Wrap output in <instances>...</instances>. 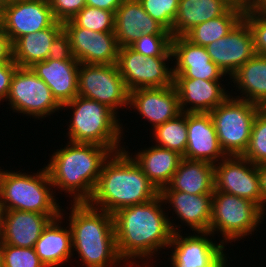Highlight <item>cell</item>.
I'll return each instance as SVG.
<instances>
[{"mask_svg":"<svg viewBox=\"0 0 266 267\" xmlns=\"http://www.w3.org/2000/svg\"><path fill=\"white\" fill-rule=\"evenodd\" d=\"M165 208L159 195L113 214L117 252L127 267H154L151 260L166 254L173 232Z\"/></svg>","mask_w":266,"mask_h":267,"instance_id":"6da1fadb","label":"cell"},{"mask_svg":"<svg viewBox=\"0 0 266 267\" xmlns=\"http://www.w3.org/2000/svg\"><path fill=\"white\" fill-rule=\"evenodd\" d=\"M69 206L70 213L62 208L61 216L69 222L75 262L83 267H127L117 252L113 215L88 202Z\"/></svg>","mask_w":266,"mask_h":267,"instance_id":"7a4b0ae2","label":"cell"},{"mask_svg":"<svg viewBox=\"0 0 266 267\" xmlns=\"http://www.w3.org/2000/svg\"><path fill=\"white\" fill-rule=\"evenodd\" d=\"M66 143L64 147L54 149L44 166L55 194L64 192L66 197L73 198L70 200L73 203L88 202L93 196L102 167L113 152L96 144Z\"/></svg>","mask_w":266,"mask_h":267,"instance_id":"3957f363","label":"cell"},{"mask_svg":"<svg viewBox=\"0 0 266 267\" xmlns=\"http://www.w3.org/2000/svg\"><path fill=\"white\" fill-rule=\"evenodd\" d=\"M159 195L160 191L123 149L112 153L105 161L88 203L113 215L122 208L151 201Z\"/></svg>","mask_w":266,"mask_h":267,"instance_id":"277c9868","label":"cell"},{"mask_svg":"<svg viewBox=\"0 0 266 267\" xmlns=\"http://www.w3.org/2000/svg\"><path fill=\"white\" fill-rule=\"evenodd\" d=\"M65 110H69L67 113L72 110L65 135L69 142L96 144L113 153L125 148L122 119L105 104L77 95L62 106V111Z\"/></svg>","mask_w":266,"mask_h":267,"instance_id":"5b68a950","label":"cell"},{"mask_svg":"<svg viewBox=\"0 0 266 267\" xmlns=\"http://www.w3.org/2000/svg\"><path fill=\"white\" fill-rule=\"evenodd\" d=\"M5 170L0 174V206L3 210H19L47 214L52 219L61 215V206L45 166L37 173ZM58 200H57V199Z\"/></svg>","mask_w":266,"mask_h":267,"instance_id":"8992f818","label":"cell"},{"mask_svg":"<svg viewBox=\"0 0 266 267\" xmlns=\"http://www.w3.org/2000/svg\"><path fill=\"white\" fill-rule=\"evenodd\" d=\"M265 215L250 200L214 190L209 232L214 236L219 234V242L225 247L241 239L244 242V239L260 229V224L266 219Z\"/></svg>","mask_w":266,"mask_h":267,"instance_id":"52a82bcc","label":"cell"},{"mask_svg":"<svg viewBox=\"0 0 266 267\" xmlns=\"http://www.w3.org/2000/svg\"><path fill=\"white\" fill-rule=\"evenodd\" d=\"M257 104L229 96L210 112L219 144L227 156H242L247 150Z\"/></svg>","mask_w":266,"mask_h":267,"instance_id":"ba28073f","label":"cell"},{"mask_svg":"<svg viewBox=\"0 0 266 267\" xmlns=\"http://www.w3.org/2000/svg\"><path fill=\"white\" fill-rule=\"evenodd\" d=\"M6 101L10 105L6 109L41 122L62 111V106L56 101L50 88L31 68L16 69Z\"/></svg>","mask_w":266,"mask_h":267,"instance_id":"9c48e42d","label":"cell"},{"mask_svg":"<svg viewBox=\"0 0 266 267\" xmlns=\"http://www.w3.org/2000/svg\"><path fill=\"white\" fill-rule=\"evenodd\" d=\"M183 233H173L168 245L166 255L171 253L167 259L171 262L169 264L171 267H229L231 265L230 261L233 260L226 253L227 247L216 241L212 233Z\"/></svg>","mask_w":266,"mask_h":267,"instance_id":"30bf717a","label":"cell"},{"mask_svg":"<svg viewBox=\"0 0 266 267\" xmlns=\"http://www.w3.org/2000/svg\"><path fill=\"white\" fill-rule=\"evenodd\" d=\"M78 95L105 104L119 117L120 110L129 106V91L116 64L80 63Z\"/></svg>","mask_w":266,"mask_h":267,"instance_id":"8fae6325","label":"cell"},{"mask_svg":"<svg viewBox=\"0 0 266 267\" xmlns=\"http://www.w3.org/2000/svg\"><path fill=\"white\" fill-rule=\"evenodd\" d=\"M169 63H173V57H145L124 46L119 48L116 65L130 92L174 85L173 64Z\"/></svg>","mask_w":266,"mask_h":267,"instance_id":"7c38bea8","label":"cell"},{"mask_svg":"<svg viewBox=\"0 0 266 267\" xmlns=\"http://www.w3.org/2000/svg\"><path fill=\"white\" fill-rule=\"evenodd\" d=\"M214 190L250 200L262 210L257 165L243 156H226L214 164Z\"/></svg>","mask_w":266,"mask_h":267,"instance_id":"4fadbf2b","label":"cell"},{"mask_svg":"<svg viewBox=\"0 0 266 267\" xmlns=\"http://www.w3.org/2000/svg\"><path fill=\"white\" fill-rule=\"evenodd\" d=\"M160 195L166 205L167 215L173 211L171 216H174H168L173 233L183 232L186 226L190 228V232H209L212 194L195 195L180 191H160ZM174 217L180 221V224H176Z\"/></svg>","mask_w":266,"mask_h":267,"instance_id":"5bb4252c","label":"cell"},{"mask_svg":"<svg viewBox=\"0 0 266 267\" xmlns=\"http://www.w3.org/2000/svg\"><path fill=\"white\" fill-rule=\"evenodd\" d=\"M74 58L83 64H116L119 45L114 32H95L78 27L72 20L63 23Z\"/></svg>","mask_w":266,"mask_h":267,"instance_id":"9a60e30c","label":"cell"},{"mask_svg":"<svg viewBox=\"0 0 266 267\" xmlns=\"http://www.w3.org/2000/svg\"><path fill=\"white\" fill-rule=\"evenodd\" d=\"M55 22L48 2L14 0L4 5L2 27L11 43L24 35L51 27Z\"/></svg>","mask_w":266,"mask_h":267,"instance_id":"2e32d148","label":"cell"},{"mask_svg":"<svg viewBox=\"0 0 266 267\" xmlns=\"http://www.w3.org/2000/svg\"><path fill=\"white\" fill-rule=\"evenodd\" d=\"M205 48L211 61L229 78L256 54L252 32L244 19L226 36L213 41Z\"/></svg>","mask_w":266,"mask_h":267,"instance_id":"e0dca14e","label":"cell"},{"mask_svg":"<svg viewBox=\"0 0 266 267\" xmlns=\"http://www.w3.org/2000/svg\"><path fill=\"white\" fill-rule=\"evenodd\" d=\"M132 108V109H131ZM130 109V110H129ZM134 109V110H133ZM129 111L136 112L154 128L181 114L174 85L162 88H139L129 92Z\"/></svg>","mask_w":266,"mask_h":267,"instance_id":"ac0fdd59","label":"cell"},{"mask_svg":"<svg viewBox=\"0 0 266 267\" xmlns=\"http://www.w3.org/2000/svg\"><path fill=\"white\" fill-rule=\"evenodd\" d=\"M171 50L174 64V78H193L210 81H224V79H229L211 61L205 47L192 44L184 36L172 37Z\"/></svg>","mask_w":266,"mask_h":267,"instance_id":"d6986e66","label":"cell"},{"mask_svg":"<svg viewBox=\"0 0 266 267\" xmlns=\"http://www.w3.org/2000/svg\"><path fill=\"white\" fill-rule=\"evenodd\" d=\"M227 81L228 84L226 83ZM222 82L227 86L231 84L229 79L225 81H210L193 78H174V86L178 92L181 112L210 113L230 96V86L227 89Z\"/></svg>","mask_w":266,"mask_h":267,"instance_id":"ffe728a7","label":"cell"},{"mask_svg":"<svg viewBox=\"0 0 266 267\" xmlns=\"http://www.w3.org/2000/svg\"><path fill=\"white\" fill-rule=\"evenodd\" d=\"M187 131L183 158L216 164L227 156L219 144L210 113H187Z\"/></svg>","mask_w":266,"mask_h":267,"instance_id":"44dd1931","label":"cell"},{"mask_svg":"<svg viewBox=\"0 0 266 267\" xmlns=\"http://www.w3.org/2000/svg\"><path fill=\"white\" fill-rule=\"evenodd\" d=\"M114 22L119 47L131 45L143 34H171L145 11L138 0H124L115 12Z\"/></svg>","mask_w":266,"mask_h":267,"instance_id":"7402d4cb","label":"cell"},{"mask_svg":"<svg viewBox=\"0 0 266 267\" xmlns=\"http://www.w3.org/2000/svg\"><path fill=\"white\" fill-rule=\"evenodd\" d=\"M51 220L47 214L3 210L1 242L15 247L34 248L42 231Z\"/></svg>","mask_w":266,"mask_h":267,"instance_id":"603a6c76","label":"cell"},{"mask_svg":"<svg viewBox=\"0 0 266 267\" xmlns=\"http://www.w3.org/2000/svg\"><path fill=\"white\" fill-rule=\"evenodd\" d=\"M79 65L77 60L47 59L30 68L47 84L56 101L63 106L78 95Z\"/></svg>","mask_w":266,"mask_h":267,"instance_id":"cb8c5ba5","label":"cell"},{"mask_svg":"<svg viewBox=\"0 0 266 267\" xmlns=\"http://www.w3.org/2000/svg\"><path fill=\"white\" fill-rule=\"evenodd\" d=\"M64 223L68 222L61 215L52 219L35 243V252L46 267H63L76 259V256L72 259L71 229L68 224L65 226Z\"/></svg>","mask_w":266,"mask_h":267,"instance_id":"d4e9b609","label":"cell"},{"mask_svg":"<svg viewBox=\"0 0 266 267\" xmlns=\"http://www.w3.org/2000/svg\"><path fill=\"white\" fill-rule=\"evenodd\" d=\"M127 147L129 146L124 149L137 162L143 173L159 191L170 183L183 159V156L177 152L154 144L146 148L137 149L139 151L134 153H131Z\"/></svg>","mask_w":266,"mask_h":267,"instance_id":"484cf974","label":"cell"},{"mask_svg":"<svg viewBox=\"0 0 266 267\" xmlns=\"http://www.w3.org/2000/svg\"><path fill=\"white\" fill-rule=\"evenodd\" d=\"M229 80L231 86L234 84L230 96L249 101L262 108L266 105V56L255 54L239 67Z\"/></svg>","mask_w":266,"mask_h":267,"instance_id":"4316f807","label":"cell"},{"mask_svg":"<svg viewBox=\"0 0 266 267\" xmlns=\"http://www.w3.org/2000/svg\"><path fill=\"white\" fill-rule=\"evenodd\" d=\"M161 191L201 195L214 192V164L183 158L170 183Z\"/></svg>","mask_w":266,"mask_h":267,"instance_id":"83f0119b","label":"cell"},{"mask_svg":"<svg viewBox=\"0 0 266 267\" xmlns=\"http://www.w3.org/2000/svg\"><path fill=\"white\" fill-rule=\"evenodd\" d=\"M63 31V23L56 21L51 27L24 35L12 43V60L22 68L48 59L54 39Z\"/></svg>","mask_w":266,"mask_h":267,"instance_id":"f1b7e54d","label":"cell"},{"mask_svg":"<svg viewBox=\"0 0 266 267\" xmlns=\"http://www.w3.org/2000/svg\"><path fill=\"white\" fill-rule=\"evenodd\" d=\"M237 0H179L172 37L184 36L194 26L223 15Z\"/></svg>","mask_w":266,"mask_h":267,"instance_id":"f546056e","label":"cell"},{"mask_svg":"<svg viewBox=\"0 0 266 267\" xmlns=\"http://www.w3.org/2000/svg\"><path fill=\"white\" fill-rule=\"evenodd\" d=\"M246 9L245 0H237L223 15L194 26L184 37L192 44L206 47L226 36L242 19Z\"/></svg>","mask_w":266,"mask_h":267,"instance_id":"4dcf8cb0","label":"cell"},{"mask_svg":"<svg viewBox=\"0 0 266 267\" xmlns=\"http://www.w3.org/2000/svg\"><path fill=\"white\" fill-rule=\"evenodd\" d=\"M151 130L152 141L155 145L175 151L184 156L187 147V113H181L176 118L169 120Z\"/></svg>","mask_w":266,"mask_h":267,"instance_id":"1f68e13d","label":"cell"},{"mask_svg":"<svg viewBox=\"0 0 266 267\" xmlns=\"http://www.w3.org/2000/svg\"><path fill=\"white\" fill-rule=\"evenodd\" d=\"M114 19V12L86 5L71 20L95 32H114Z\"/></svg>","mask_w":266,"mask_h":267,"instance_id":"d6a6232c","label":"cell"},{"mask_svg":"<svg viewBox=\"0 0 266 267\" xmlns=\"http://www.w3.org/2000/svg\"><path fill=\"white\" fill-rule=\"evenodd\" d=\"M242 156L254 165L266 163V111L263 108L254 119L250 142Z\"/></svg>","mask_w":266,"mask_h":267,"instance_id":"836d02e7","label":"cell"},{"mask_svg":"<svg viewBox=\"0 0 266 267\" xmlns=\"http://www.w3.org/2000/svg\"><path fill=\"white\" fill-rule=\"evenodd\" d=\"M171 40V34H143L129 47L145 57H173Z\"/></svg>","mask_w":266,"mask_h":267,"instance_id":"e575fe53","label":"cell"},{"mask_svg":"<svg viewBox=\"0 0 266 267\" xmlns=\"http://www.w3.org/2000/svg\"><path fill=\"white\" fill-rule=\"evenodd\" d=\"M145 11L168 32H172L179 0H138Z\"/></svg>","mask_w":266,"mask_h":267,"instance_id":"d590c367","label":"cell"},{"mask_svg":"<svg viewBox=\"0 0 266 267\" xmlns=\"http://www.w3.org/2000/svg\"><path fill=\"white\" fill-rule=\"evenodd\" d=\"M3 267H46L34 248L2 244Z\"/></svg>","mask_w":266,"mask_h":267,"instance_id":"8d00e7d4","label":"cell"},{"mask_svg":"<svg viewBox=\"0 0 266 267\" xmlns=\"http://www.w3.org/2000/svg\"><path fill=\"white\" fill-rule=\"evenodd\" d=\"M243 19L252 32L255 53L266 56V14L251 10L246 5Z\"/></svg>","mask_w":266,"mask_h":267,"instance_id":"74e56055","label":"cell"},{"mask_svg":"<svg viewBox=\"0 0 266 267\" xmlns=\"http://www.w3.org/2000/svg\"><path fill=\"white\" fill-rule=\"evenodd\" d=\"M50 6L55 20L64 23L86 6V0H52Z\"/></svg>","mask_w":266,"mask_h":267,"instance_id":"f35d334b","label":"cell"},{"mask_svg":"<svg viewBox=\"0 0 266 267\" xmlns=\"http://www.w3.org/2000/svg\"><path fill=\"white\" fill-rule=\"evenodd\" d=\"M48 59L53 60H76L73 56L70 40L63 30L53 41L49 49Z\"/></svg>","mask_w":266,"mask_h":267,"instance_id":"ab89813d","label":"cell"},{"mask_svg":"<svg viewBox=\"0 0 266 267\" xmlns=\"http://www.w3.org/2000/svg\"><path fill=\"white\" fill-rule=\"evenodd\" d=\"M18 68V65L13 61L8 63H0V104L5 101L9 93L12 77Z\"/></svg>","mask_w":266,"mask_h":267,"instance_id":"60d3db41","label":"cell"},{"mask_svg":"<svg viewBox=\"0 0 266 267\" xmlns=\"http://www.w3.org/2000/svg\"><path fill=\"white\" fill-rule=\"evenodd\" d=\"M12 60V43L3 27H0V63H8Z\"/></svg>","mask_w":266,"mask_h":267,"instance_id":"b9f144b4","label":"cell"},{"mask_svg":"<svg viewBox=\"0 0 266 267\" xmlns=\"http://www.w3.org/2000/svg\"><path fill=\"white\" fill-rule=\"evenodd\" d=\"M123 1L124 0H86V5L115 13Z\"/></svg>","mask_w":266,"mask_h":267,"instance_id":"7bdbcfd3","label":"cell"},{"mask_svg":"<svg viewBox=\"0 0 266 267\" xmlns=\"http://www.w3.org/2000/svg\"><path fill=\"white\" fill-rule=\"evenodd\" d=\"M257 169L260 178L262 211L266 214V163L257 165Z\"/></svg>","mask_w":266,"mask_h":267,"instance_id":"ee69618b","label":"cell"},{"mask_svg":"<svg viewBox=\"0 0 266 267\" xmlns=\"http://www.w3.org/2000/svg\"><path fill=\"white\" fill-rule=\"evenodd\" d=\"M246 5L251 10H256L266 14V0H246Z\"/></svg>","mask_w":266,"mask_h":267,"instance_id":"f6af8a7d","label":"cell"},{"mask_svg":"<svg viewBox=\"0 0 266 267\" xmlns=\"http://www.w3.org/2000/svg\"><path fill=\"white\" fill-rule=\"evenodd\" d=\"M4 5L0 2V27L3 26Z\"/></svg>","mask_w":266,"mask_h":267,"instance_id":"bcb514c9","label":"cell"},{"mask_svg":"<svg viewBox=\"0 0 266 267\" xmlns=\"http://www.w3.org/2000/svg\"><path fill=\"white\" fill-rule=\"evenodd\" d=\"M2 215H3V209L0 206V238H1V233H2Z\"/></svg>","mask_w":266,"mask_h":267,"instance_id":"7dc6e473","label":"cell"},{"mask_svg":"<svg viewBox=\"0 0 266 267\" xmlns=\"http://www.w3.org/2000/svg\"><path fill=\"white\" fill-rule=\"evenodd\" d=\"M0 267H3V262H2V242L0 239Z\"/></svg>","mask_w":266,"mask_h":267,"instance_id":"c3c4849f","label":"cell"},{"mask_svg":"<svg viewBox=\"0 0 266 267\" xmlns=\"http://www.w3.org/2000/svg\"><path fill=\"white\" fill-rule=\"evenodd\" d=\"M0 2L3 4V5H6L8 3H11L12 0H0Z\"/></svg>","mask_w":266,"mask_h":267,"instance_id":"681fc988","label":"cell"},{"mask_svg":"<svg viewBox=\"0 0 266 267\" xmlns=\"http://www.w3.org/2000/svg\"><path fill=\"white\" fill-rule=\"evenodd\" d=\"M42 1H45V2L51 3V1H52V0H42Z\"/></svg>","mask_w":266,"mask_h":267,"instance_id":"f907efd6","label":"cell"}]
</instances>
